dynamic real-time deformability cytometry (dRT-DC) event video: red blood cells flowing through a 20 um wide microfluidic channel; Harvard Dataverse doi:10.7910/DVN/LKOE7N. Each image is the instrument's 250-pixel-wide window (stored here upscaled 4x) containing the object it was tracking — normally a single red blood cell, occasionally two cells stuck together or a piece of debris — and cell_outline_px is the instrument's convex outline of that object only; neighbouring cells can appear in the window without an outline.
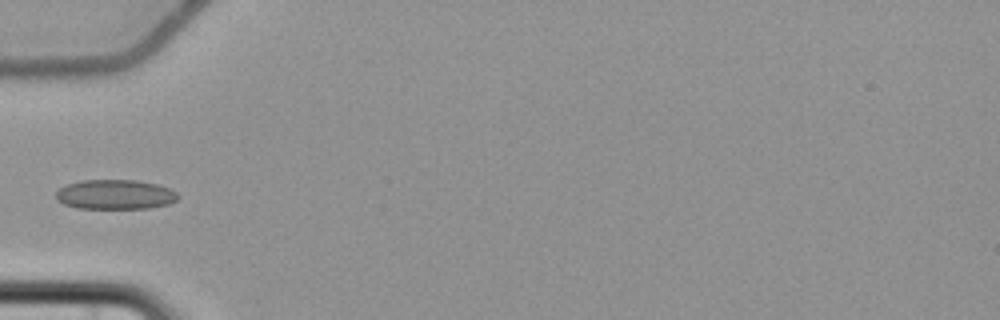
{"species": "common noctule bat (a hibernating species)", "species_latin": "Nyctalus noctula", "temperature_condition": "cold", "stored_images_in_passage": 9, "camera_frame_rate_fps": 3000, "um_per_image_px": 0.085, "animal": {"sex": "female", "body_mass_g": 22.7, "forearm_length_mm": 54.2}, "frame": {"image": 1, "passage_image": 6, "time_ms": 7.0, "image_size_px": [1000, 320], "cell_outline_px": [[180, 196], [176, 200], [168, 204], [148, 208], [76, 208], [64, 204], [56, 200], [56, 192], [60, 188], [68, 184], [80, 180], [136, 180], [156, 184], [168, 188], [176, 192]], "centroid_in_image_um": [9.77, 16.53], "position_along_channel_um": 75.2, "area_um2": 21.04}}
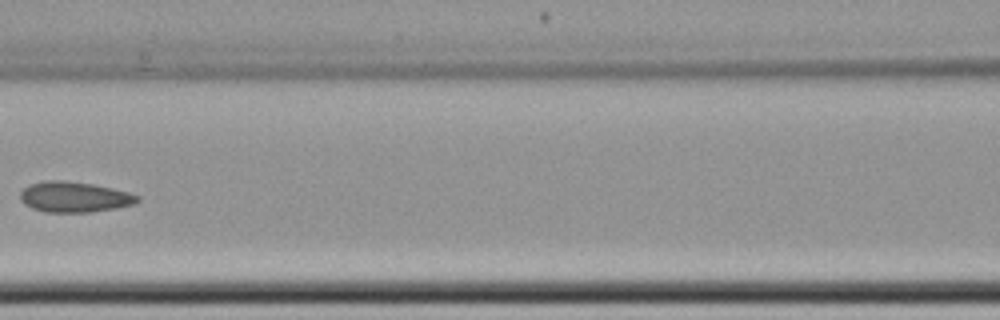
{"frame": {"image": 2, "passage_image": 8, "time_ms": 9.333, "image_size_px": [1000, 320], "cell_outline_px": [[140, 200], [132, 204], [116, 208], [88, 212], [48, 212], [32, 208], [24, 204], [20, 200], [20, 192], [28, 184], [44, 180], [64, 180], [92, 184], [112, 188], [128, 192], [140, 196]], "centroid_in_image_um": [6.28, 16.73], "position_along_channel_um": 160.3, "area_um2": 20.87}}
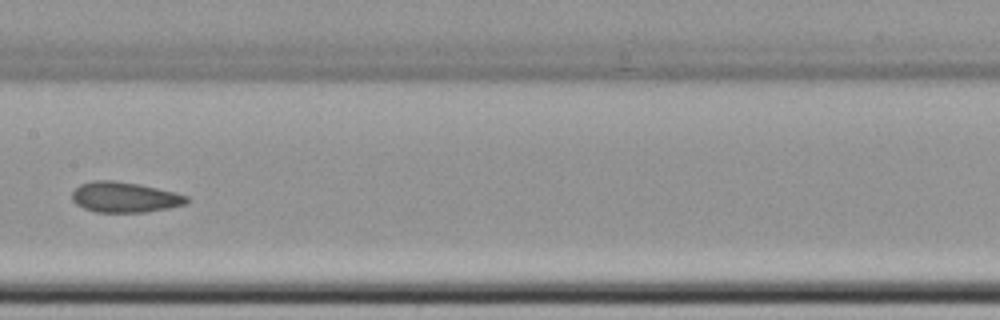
{"frame": {"image": 3, "passage_image": 9, "time_ms": 10.333, "image_size_px": [1000, 320], "cell_outline_px": [[188, 200], [184, 204], [168, 208], [144, 212], [96, 212], [84, 208], [76, 204], [72, 200], [72, 192], [80, 184], [92, 180], [112, 180], [140, 184], [188, 196]], "centroid_in_image_um": [10.55, 16.76], "position_along_channel_um": 196.9, "area_um2": 20.17}}